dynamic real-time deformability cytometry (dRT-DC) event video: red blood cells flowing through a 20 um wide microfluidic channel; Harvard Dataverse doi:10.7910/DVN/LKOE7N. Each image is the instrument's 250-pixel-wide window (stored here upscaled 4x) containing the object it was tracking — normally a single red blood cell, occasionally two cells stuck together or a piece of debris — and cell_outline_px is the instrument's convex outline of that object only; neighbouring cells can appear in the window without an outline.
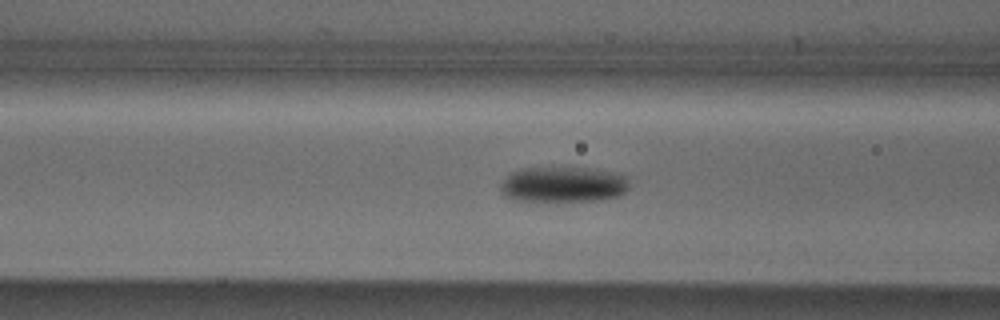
{"species": "Egyptian fruit bat (a non-hibernating species)", "species_latin": "Rousettus aegyptiacus", "temperature_condition": "cold", "stored_images_in_passage": 35, "camera_frame_rate_fps": 3000, "um_per_image_px": 0.085, "animal": {"sex": "male"}, "frame": {"image": 1, "passage_image": 6, "time_ms": 1.667, "image_size_px": [1000, 320], "cell_outline_px": [[628, 188], [620, 196], [600, 200], [516, 200], [504, 196], [500, 188], [504, 180], [508, 176], [520, 168], [596, 168], [612, 172], [624, 176], [628, 180]], "centroid_in_image_um": [47.9, 15.67], "position_along_channel_um": 118.7, "area_um2": 26.3}}
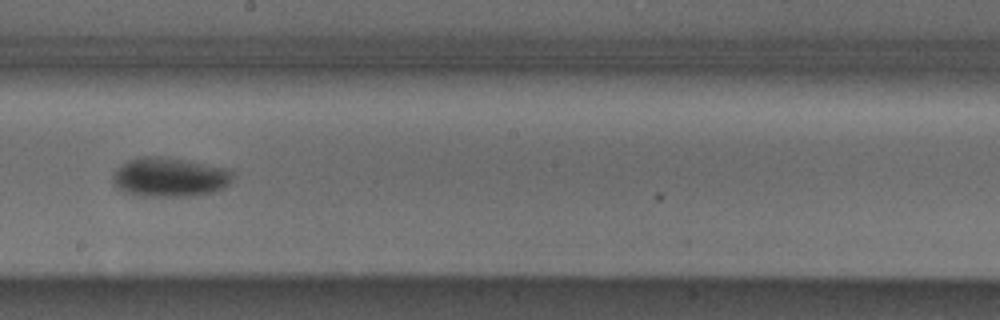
{"frame": {"image": 2, "passage_image": 15, "time_ms": 4.667, "image_size_px": [1000, 320], "cell_outline_px": [[232, 180], [228, 184], [216, 192], [192, 196], [140, 196], [120, 192], [116, 188], [112, 180], [112, 176], [120, 164], [128, 160], [140, 156], [160, 156], [184, 160], [228, 168], [232, 172]], "centroid_in_image_um": [14.38, 15.07], "position_along_channel_um": 233.8, "area_um2": 27.8}}
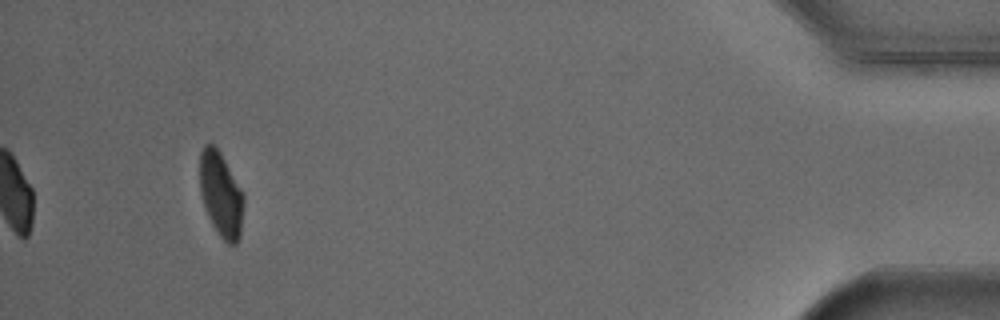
{"frame": {"image": 3, "passage_image": 35, "time_ms": 11.333, "image_size_px": [1000, 320], "cell_outline_px": [[244, 204], [240, 236], [236, 244], [228, 244], [220, 236], [212, 224], [208, 216], [200, 192], [200, 152], [204, 144], [212, 144], [220, 152], [240, 188], [244, 196]], "centroid_in_image_um": [18.78, 16.54], "position_along_channel_um": 416.4, "area_um2": 21.44}, "authors_computed_cell_mechanics": {"area_um2": 26.1256, "velocity_mm_per_s": 3.8473, "shape_relaxation_time_tau1_ms": 6.0645, "shape_relaxation_time_tau2_ms": null, "deformation_change_tau1": 0.1512, "deformation_change_tau2": null}}